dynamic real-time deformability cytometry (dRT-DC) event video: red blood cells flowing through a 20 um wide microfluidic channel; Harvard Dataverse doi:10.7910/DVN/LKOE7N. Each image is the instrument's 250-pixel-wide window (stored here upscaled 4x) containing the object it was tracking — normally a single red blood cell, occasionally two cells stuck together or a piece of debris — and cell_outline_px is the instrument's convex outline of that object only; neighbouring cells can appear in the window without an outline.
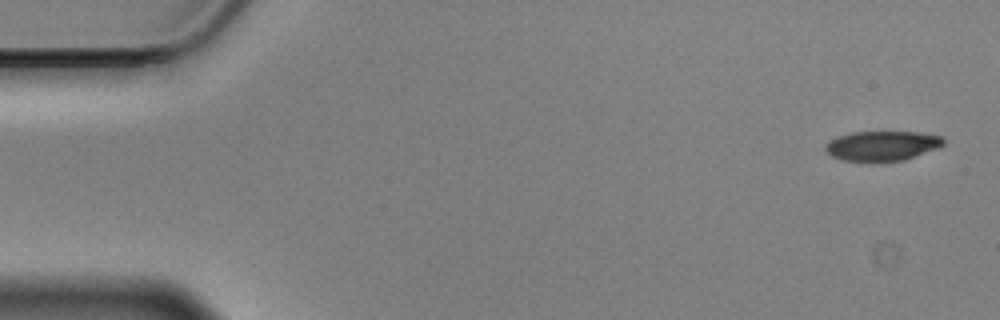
{"species": "Egyptian fruit bat (a non-hibernating species)", "species_latin": "Rousettus aegyptiacus", "temperature_condition": "cold", "stored_images_in_passage": 56, "camera_frame_rate_fps": 3000, "um_per_image_px": 0.085, "animal": {"sex": "male"}, "frame": {"image": 1, "passage_image": 1, "time_ms": 0.0, "image_size_px": [1000, 320], "cell_outline_px": [[944, 144], [936, 148], [904, 160], [844, 160], [832, 156], [824, 148], [832, 140], [840, 136], [852, 132], [920, 132], [940, 136], [944, 140]], "centroid_in_image_um": [75.01, 12.37], "position_along_channel_um": 10.0, "area_um2": 19.77}}
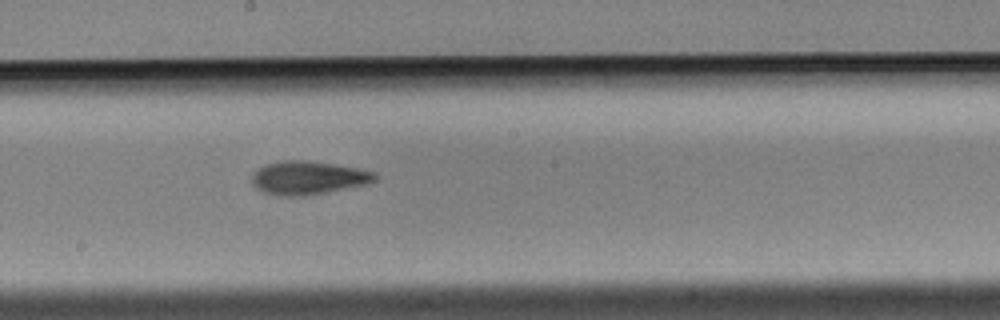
{"frame": {"image": 2, "passage_image": 30, "time_ms": 9.667, "image_size_px": [1000, 320], "cell_outline_px": [[376, 180], [368, 184], [328, 192], [304, 196], [280, 196], [264, 192], [256, 188], [252, 184], [252, 172], [256, 168], [264, 164], [280, 160], [308, 160], [356, 168], [376, 172]], "centroid_in_image_um": [26.15, 15.11], "position_along_channel_um": 222.1, "area_um2": 24.22}}
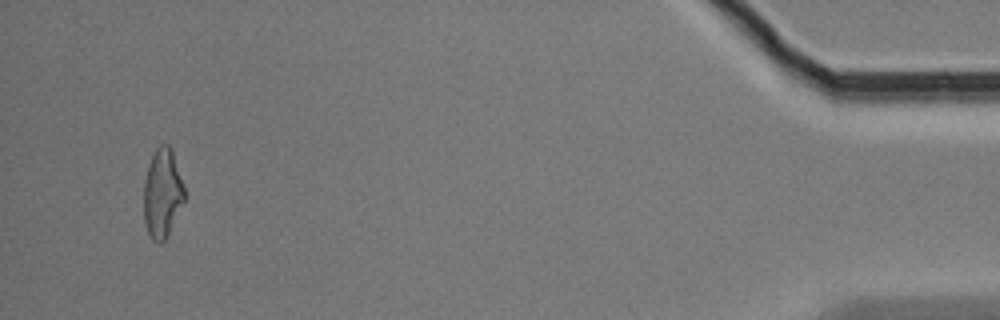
{"frame": {"image": 3, "passage_image": 54, "time_ms": 17.667, "image_size_px": [1000, 320], "cell_outline_px": [[184, 200], [168, 236], [160, 244], [152, 240], [144, 224], [144, 180], [148, 164], [156, 148], [160, 144], [168, 144], [172, 148], [184, 184]], "centroid_in_image_um": [13.8, 16.42], "position_along_channel_um": 421.4, "area_um2": 21.33}, "authors_computed_cell_mechanics": {"area_um2": 22.1374, "velocity_mm_per_s": 3.4806, "shape_relaxation_time_tau1_ms": 4.3208, "shape_relaxation_time_tau2_ms": null, "deformation_change_tau1": 0.1388, "deformation_change_tau2": null}}